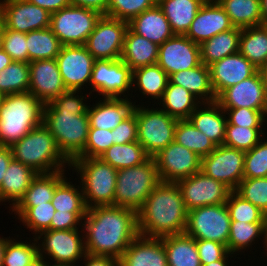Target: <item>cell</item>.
Returning a JSON list of instances; mask_svg holds the SVG:
<instances>
[{"label":"cell","instance_id":"5b68a950","mask_svg":"<svg viewBox=\"0 0 267 266\" xmlns=\"http://www.w3.org/2000/svg\"><path fill=\"white\" fill-rule=\"evenodd\" d=\"M13 159L38 174L63 171L70 161L59 150L56 140L42 123L11 147Z\"/></svg>","mask_w":267,"mask_h":266},{"label":"cell","instance_id":"f907efd6","mask_svg":"<svg viewBox=\"0 0 267 266\" xmlns=\"http://www.w3.org/2000/svg\"><path fill=\"white\" fill-rule=\"evenodd\" d=\"M156 4L157 0H110L105 16L129 22Z\"/></svg>","mask_w":267,"mask_h":266},{"label":"cell","instance_id":"753ad0ef","mask_svg":"<svg viewBox=\"0 0 267 266\" xmlns=\"http://www.w3.org/2000/svg\"><path fill=\"white\" fill-rule=\"evenodd\" d=\"M1 35H2V23L0 21V45H1Z\"/></svg>","mask_w":267,"mask_h":266},{"label":"cell","instance_id":"680465c9","mask_svg":"<svg viewBox=\"0 0 267 266\" xmlns=\"http://www.w3.org/2000/svg\"><path fill=\"white\" fill-rule=\"evenodd\" d=\"M86 216V213H70L56 211L51 220V230H70L79 229L80 221ZM78 225V227H77Z\"/></svg>","mask_w":267,"mask_h":266},{"label":"cell","instance_id":"6da1fadb","mask_svg":"<svg viewBox=\"0 0 267 266\" xmlns=\"http://www.w3.org/2000/svg\"><path fill=\"white\" fill-rule=\"evenodd\" d=\"M81 223L86 254L120 259L139 235L137 211L120 206H96Z\"/></svg>","mask_w":267,"mask_h":266},{"label":"cell","instance_id":"8992f818","mask_svg":"<svg viewBox=\"0 0 267 266\" xmlns=\"http://www.w3.org/2000/svg\"><path fill=\"white\" fill-rule=\"evenodd\" d=\"M81 179L87 209L96 206H114L117 172L101 158H75L70 162Z\"/></svg>","mask_w":267,"mask_h":266},{"label":"cell","instance_id":"ba28073f","mask_svg":"<svg viewBox=\"0 0 267 266\" xmlns=\"http://www.w3.org/2000/svg\"><path fill=\"white\" fill-rule=\"evenodd\" d=\"M135 105L133 111L137 120V141L150 157H154L174 141L178 119L158 107L147 108Z\"/></svg>","mask_w":267,"mask_h":266},{"label":"cell","instance_id":"9a60e30c","mask_svg":"<svg viewBox=\"0 0 267 266\" xmlns=\"http://www.w3.org/2000/svg\"><path fill=\"white\" fill-rule=\"evenodd\" d=\"M244 164L245 151L219 145L202 157L201 171L234 191L243 179Z\"/></svg>","mask_w":267,"mask_h":266},{"label":"cell","instance_id":"7a4b0ae2","mask_svg":"<svg viewBox=\"0 0 267 266\" xmlns=\"http://www.w3.org/2000/svg\"><path fill=\"white\" fill-rule=\"evenodd\" d=\"M77 91L67 90L44 104L43 124L56 140L62 154L71 162L85 148L89 133L88 105Z\"/></svg>","mask_w":267,"mask_h":266},{"label":"cell","instance_id":"003e7915","mask_svg":"<svg viewBox=\"0 0 267 266\" xmlns=\"http://www.w3.org/2000/svg\"><path fill=\"white\" fill-rule=\"evenodd\" d=\"M261 25L267 26V0H260Z\"/></svg>","mask_w":267,"mask_h":266},{"label":"cell","instance_id":"4fadbf2b","mask_svg":"<svg viewBox=\"0 0 267 266\" xmlns=\"http://www.w3.org/2000/svg\"><path fill=\"white\" fill-rule=\"evenodd\" d=\"M176 183L187 211L208 205L224 204L233 191L226 184L214 180L201 170Z\"/></svg>","mask_w":267,"mask_h":266},{"label":"cell","instance_id":"60d3db41","mask_svg":"<svg viewBox=\"0 0 267 266\" xmlns=\"http://www.w3.org/2000/svg\"><path fill=\"white\" fill-rule=\"evenodd\" d=\"M174 141L198 154L201 158L209 155L217 146L188 120H178Z\"/></svg>","mask_w":267,"mask_h":266},{"label":"cell","instance_id":"cb8c5ba5","mask_svg":"<svg viewBox=\"0 0 267 266\" xmlns=\"http://www.w3.org/2000/svg\"><path fill=\"white\" fill-rule=\"evenodd\" d=\"M119 266H168L161 238L138 235L119 259Z\"/></svg>","mask_w":267,"mask_h":266},{"label":"cell","instance_id":"4316f807","mask_svg":"<svg viewBox=\"0 0 267 266\" xmlns=\"http://www.w3.org/2000/svg\"><path fill=\"white\" fill-rule=\"evenodd\" d=\"M188 120L195 128L212 140L216 146L223 145L227 117L217 101L200 103Z\"/></svg>","mask_w":267,"mask_h":266},{"label":"cell","instance_id":"ee69618b","mask_svg":"<svg viewBox=\"0 0 267 266\" xmlns=\"http://www.w3.org/2000/svg\"><path fill=\"white\" fill-rule=\"evenodd\" d=\"M12 212L22 221L33 234L51 230V220L56 212L52 202L37 204L35 207H13Z\"/></svg>","mask_w":267,"mask_h":266},{"label":"cell","instance_id":"f546056e","mask_svg":"<svg viewBox=\"0 0 267 266\" xmlns=\"http://www.w3.org/2000/svg\"><path fill=\"white\" fill-rule=\"evenodd\" d=\"M171 84L180 85L192 93L201 103L216 101L211 86L209 67L201 63L199 66L169 75Z\"/></svg>","mask_w":267,"mask_h":266},{"label":"cell","instance_id":"f6af8a7d","mask_svg":"<svg viewBox=\"0 0 267 266\" xmlns=\"http://www.w3.org/2000/svg\"><path fill=\"white\" fill-rule=\"evenodd\" d=\"M264 235V223H247L231 221L230 234L227 243L228 252L235 254L247 247ZM235 252V253H234Z\"/></svg>","mask_w":267,"mask_h":266},{"label":"cell","instance_id":"7dc6e473","mask_svg":"<svg viewBox=\"0 0 267 266\" xmlns=\"http://www.w3.org/2000/svg\"><path fill=\"white\" fill-rule=\"evenodd\" d=\"M263 131L262 128L241 127L227 122L223 145L243 151L251 150L263 139Z\"/></svg>","mask_w":267,"mask_h":266},{"label":"cell","instance_id":"9f6ffc18","mask_svg":"<svg viewBox=\"0 0 267 266\" xmlns=\"http://www.w3.org/2000/svg\"><path fill=\"white\" fill-rule=\"evenodd\" d=\"M201 265L221 260L227 253V246L211 240H196Z\"/></svg>","mask_w":267,"mask_h":266},{"label":"cell","instance_id":"e575fe53","mask_svg":"<svg viewBox=\"0 0 267 266\" xmlns=\"http://www.w3.org/2000/svg\"><path fill=\"white\" fill-rule=\"evenodd\" d=\"M200 103L201 102L184 87L171 84L168 81L167 87L160 100V104H162V108L160 109L178 120H184L191 116L192 112Z\"/></svg>","mask_w":267,"mask_h":266},{"label":"cell","instance_id":"ffe728a7","mask_svg":"<svg viewBox=\"0 0 267 266\" xmlns=\"http://www.w3.org/2000/svg\"><path fill=\"white\" fill-rule=\"evenodd\" d=\"M221 108L267 111V91L258 71L249 78L225 89L216 99Z\"/></svg>","mask_w":267,"mask_h":266},{"label":"cell","instance_id":"f1b7e54d","mask_svg":"<svg viewBox=\"0 0 267 266\" xmlns=\"http://www.w3.org/2000/svg\"><path fill=\"white\" fill-rule=\"evenodd\" d=\"M159 46L141 35L126 31L121 60L133 71L137 68L157 64Z\"/></svg>","mask_w":267,"mask_h":266},{"label":"cell","instance_id":"4dcf8cb0","mask_svg":"<svg viewBox=\"0 0 267 266\" xmlns=\"http://www.w3.org/2000/svg\"><path fill=\"white\" fill-rule=\"evenodd\" d=\"M204 0H157L175 35H185Z\"/></svg>","mask_w":267,"mask_h":266},{"label":"cell","instance_id":"91938a15","mask_svg":"<svg viewBox=\"0 0 267 266\" xmlns=\"http://www.w3.org/2000/svg\"><path fill=\"white\" fill-rule=\"evenodd\" d=\"M110 0H69L70 5L84 7L95 10L105 15Z\"/></svg>","mask_w":267,"mask_h":266},{"label":"cell","instance_id":"7c38bea8","mask_svg":"<svg viewBox=\"0 0 267 266\" xmlns=\"http://www.w3.org/2000/svg\"><path fill=\"white\" fill-rule=\"evenodd\" d=\"M128 22L102 15L84 46L95 60L121 58Z\"/></svg>","mask_w":267,"mask_h":266},{"label":"cell","instance_id":"03108f58","mask_svg":"<svg viewBox=\"0 0 267 266\" xmlns=\"http://www.w3.org/2000/svg\"><path fill=\"white\" fill-rule=\"evenodd\" d=\"M258 73L267 91V60L258 68Z\"/></svg>","mask_w":267,"mask_h":266},{"label":"cell","instance_id":"8c879c8a","mask_svg":"<svg viewBox=\"0 0 267 266\" xmlns=\"http://www.w3.org/2000/svg\"><path fill=\"white\" fill-rule=\"evenodd\" d=\"M262 238H264V243H265L264 247L266 246L265 247L266 249H264V250H267V214H265V220H264V236Z\"/></svg>","mask_w":267,"mask_h":266},{"label":"cell","instance_id":"74e56055","mask_svg":"<svg viewBox=\"0 0 267 266\" xmlns=\"http://www.w3.org/2000/svg\"><path fill=\"white\" fill-rule=\"evenodd\" d=\"M234 27L248 28L261 25L260 0H217Z\"/></svg>","mask_w":267,"mask_h":266},{"label":"cell","instance_id":"52a82bcc","mask_svg":"<svg viewBox=\"0 0 267 266\" xmlns=\"http://www.w3.org/2000/svg\"><path fill=\"white\" fill-rule=\"evenodd\" d=\"M160 182L153 157L140 165L119 169L116 179L114 206L127 207L138 211Z\"/></svg>","mask_w":267,"mask_h":266},{"label":"cell","instance_id":"277c9868","mask_svg":"<svg viewBox=\"0 0 267 266\" xmlns=\"http://www.w3.org/2000/svg\"><path fill=\"white\" fill-rule=\"evenodd\" d=\"M44 104L32 93L0 98V144L11 147L43 123Z\"/></svg>","mask_w":267,"mask_h":266},{"label":"cell","instance_id":"2e32d148","mask_svg":"<svg viewBox=\"0 0 267 266\" xmlns=\"http://www.w3.org/2000/svg\"><path fill=\"white\" fill-rule=\"evenodd\" d=\"M160 180L177 182L201 170L202 158L190 149L171 142L154 157Z\"/></svg>","mask_w":267,"mask_h":266},{"label":"cell","instance_id":"836d02e7","mask_svg":"<svg viewBox=\"0 0 267 266\" xmlns=\"http://www.w3.org/2000/svg\"><path fill=\"white\" fill-rule=\"evenodd\" d=\"M65 170L38 174L29 185L23 197L14 207H35L51 202L56 187L65 179Z\"/></svg>","mask_w":267,"mask_h":266},{"label":"cell","instance_id":"bcb514c9","mask_svg":"<svg viewBox=\"0 0 267 266\" xmlns=\"http://www.w3.org/2000/svg\"><path fill=\"white\" fill-rule=\"evenodd\" d=\"M35 242L18 241L12 238L6 240L2 266H28L39 256L38 241ZM25 242V243H24ZM27 242V243H26Z\"/></svg>","mask_w":267,"mask_h":266},{"label":"cell","instance_id":"ac0fdd59","mask_svg":"<svg viewBox=\"0 0 267 266\" xmlns=\"http://www.w3.org/2000/svg\"><path fill=\"white\" fill-rule=\"evenodd\" d=\"M55 59L67 90L82 92L90 84L95 58L84 45L62 46Z\"/></svg>","mask_w":267,"mask_h":266},{"label":"cell","instance_id":"603a6c76","mask_svg":"<svg viewBox=\"0 0 267 266\" xmlns=\"http://www.w3.org/2000/svg\"><path fill=\"white\" fill-rule=\"evenodd\" d=\"M234 28L229 16L217 1L205 2L199 9L187 33L189 39L198 45L215 35Z\"/></svg>","mask_w":267,"mask_h":266},{"label":"cell","instance_id":"1f68e13d","mask_svg":"<svg viewBox=\"0 0 267 266\" xmlns=\"http://www.w3.org/2000/svg\"><path fill=\"white\" fill-rule=\"evenodd\" d=\"M160 238L166 250L168 266H202L194 238L186 233Z\"/></svg>","mask_w":267,"mask_h":266},{"label":"cell","instance_id":"9c48e42d","mask_svg":"<svg viewBox=\"0 0 267 266\" xmlns=\"http://www.w3.org/2000/svg\"><path fill=\"white\" fill-rule=\"evenodd\" d=\"M102 14L69 5L51 14L50 28L63 46L84 45Z\"/></svg>","mask_w":267,"mask_h":266},{"label":"cell","instance_id":"6125c7cd","mask_svg":"<svg viewBox=\"0 0 267 266\" xmlns=\"http://www.w3.org/2000/svg\"><path fill=\"white\" fill-rule=\"evenodd\" d=\"M83 261L85 266H119V260L109 256L86 254Z\"/></svg>","mask_w":267,"mask_h":266},{"label":"cell","instance_id":"d6a6232c","mask_svg":"<svg viewBox=\"0 0 267 266\" xmlns=\"http://www.w3.org/2000/svg\"><path fill=\"white\" fill-rule=\"evenodd\" d=\"M242 29L234 27L221 32L200 45L201 63L206 66L239 52Z\"/></svg>","mask_w":267,"mask_h":266},{"label":"cell","instance_id":"c3c4849f","mask_svg":"<svg viewBox=\"0 0 267 266\" xmlns=\"http://www.w3.org/2000/svg\"><path fill=\"white\" fill-rule=\"evenodd\" d=\"M226 205L231 221L264 223L265 214L235 191L230 193Z\"/></svg>","mask_w":267,"mask_h":266},{"label":"cell","instance_id":"34e18365","mask_svg":"<svg viewBox=\"0 0 267 266\" xmlns=\"http://www.w3.org/2000/svg\"><path fill=\"white\" fill-rule=\"evenodd\" d=\"M47 266H67V265H56V264L51 265V263H49Z\"/></svg>","mask_w":267,"mask_h":266},{"label":"cell","instance_id":"44dd1931","mask_svg":"<svg viewBox=\"0 0 267 266\" xmlns=\"http://www.w3.org/2000/svg\"><path fill=\"white\" fill-rule=\"evenodd\" d=\"M29 68L30 85L28 92L35 95L43 104L51 102L67 91L56 59L31 61Z\"/></svg>","mask_w":267,"mask_h":266},{"label":"cell","instance_id":"7402d4cb","mask_svg":"<svg viewBox=\"0 0 267 266\" xmlns=\"http://www.w3.org/2000/svg\"><path fill=\"white\" fill-rule=\"evenodd\" d=\"M211 86L216 98L227 88L253 76L255 67L240 52L224 57L208 66Z\"/></svg>","mask_w":267,"mask_h":266},{"label":"cell","instance_id":"94428289","mask_svg":"<svg viewBox=\"0 0 267 266\" xmlns=\"http://www.w3.org/2000/svg\"><path fill=\"white\" fill-rule=\"evenodd\" d=\"M28 2L47 10L50 14L70 5L69 0H27Z\"/></svg>","mask_w":267,"mask_h":266},{"label":"cell","instance_id":"8d00e7d4","mask_svg":"<svg viewBox=\"0 0 267 266\" xmlns=\"http://www.w3.org/2000/svg\"><path fill=\"white\" fill-rule=\"evenodd\" d=\"M239 52L259 68L267 60V26L243 28L239 38Z\"/></svg>","mask_w":267,"mask_h":266},{"label":"cell","instance_id":"d6986e66","mask_svg":"<svg viewBox=\"0 0 267 266\" xmlns=\"http://www.w3.org/2000/svg\"><path fill=\"white\" fill-rule=\"evenodd\" d=\"M157 64L168 76L197 67L201 64L200 45L185 35H174L159 46Z\"/></svg>","mask_w":267,"mask_h":266},{"label":"cell","instance_id":"8fae6325","mask_svg":"<svg viewBox=\"0 0 267 266\" xmlns=\"http://www.w3.org/2000/svg\"><path fill=\"white\" fill-rule=\"evenodd\" d=\"M78 230H46L33 236L37 241L42 239L38 243L39 256L47 258V254L56 265L77 266L75 262L86 255L84 236Z\"/></svg>","mask_w":267,"mask_h":266},{"label":"cell","instance_id":"b9f144b4","mask_svg":"<svg viewBox=\"0 0 267 266\" xmlns=\"http://www.w3.org/2000/svg\"><path fill=\"white\" fill-rule=\"evenodd\" d=\"M30 85L29 63L12 61L0 71V96L26 93Z\"/></svg>","mask_w":267,"mask_h":266},{"label":"cell","instance_id":"11e5206c","mask_svg":"<svg viewBox=\"0 0 267 266\" xmlns=\"http://www.w3.org/2000/svg\"><path fill=\"white\" fill-rule=\"evenodd\" d=\"M205 2H208V1H217V0H204Z\"/></svg>","mask_w":267,"mask_h":266},{"label":"cell","instance_id":"d4e9b609","mask_svg":"<svg viewBox=\"0 0 267 266\" xmlns=\"http://www.w3.org/2000/svg\"><path fill=\"white\" fill-rule=\"evenodd\" d=\"M102 99L91 108L88 105L87 114L90 128L115 129L133 112L136 104L128 98L104 97Z\"/></svg>","mask_w":267,"mask_h":266},{"label":"cell","instance_id":"89a4df30","mask_svg":"<svg viewBox=\"0 0 267 266\" xmlns=\"http://www.w3.org/2000/svg\"><path fill=\"white\" fill-rule=\"evenodd\" d=\"M46 258L38 256L28 266H47L49 262L45 261Z\"/></svg>","mask_w":267,"mask_h":266},{"label":"cell","instance_id":"f5cc1de1","mask_svg":"<svg viewBox=\"0 0 267 266\" xmlns=\"http://www.w3.org/2000/svg\"><path fill=\"white\" fill-rule=\"evenodd\" d=\"M0 47L11 57L12 61L29 63L26 33L6 29L2 25Z\"/></svg>","mask_w":267,"mask_h":266},{"label":"cell","instance_id":"ab89813d","mask_svg":"<svg viewBox=\"0 0 267 266\" xmlns=\"http://www.w3.org/2000/svg\"><path fill=\"white\" fill-rule=\"evenodd\" d=\"M29 63L36 60L55 59L62 44L51 28L26 33Z\"/></svg>","mask_w":267,"mask_h":266},{"label":"cell","instance_id":"816d5d0a","mask_svg":"<svg viewBox=\"0 0 267 266\" xmlns=\"http://www.w3.org/2000/svg\"><path fill=\"white\" fill-rule=\"evenodd\" d=\"M264 141V142H262ZM267 177V139L245 151L243 179Z\"/></svg>","mask_w":267,"mask_h":266},{"label":"cell","instance_id":"a7ac6f4b","mask_svg":"<svg viewBox=\"0 0 267 266\" xmlns=\"http://www.w3.org/2000/svg\"><path fill=\"white\" fill-rule=\"evenodd\" d=\"M233 253L228 252L221 260L218 261H213L209 264H205L202 266H229L228 264V258L231 256Z\"/></svg>","mask_w":267,"mask_h":266},{"label":"cell","instance_id":"f35d334b","mask_svg":"<svg viewBox=\"0 0 267 266\" xmlns=\"http://www.w3.org/2000/svg\"><path fill=\"white\" fill-rule=\"evenodd\" d=\"M99 158L116 170L130 168L146 162L150 156L138 142L111 145Z\"/></svg>","mask_w":267,"mask_h":266},{"label":"cell","instance_id":"3957f363","mask_svg":"<svg viewBox=\"0 0 267 266\" xmlns=\"http://www.w3.org/2000/svg\"><path fill=\"white\" fill-rule=\"evenodd\" d=\"M187 217L177 183L161 181L137 211L139 235L160 238L185 233Z\"/></svg>","mask_w":267,"mask_h":266},{"label":"cell","instance_id":"db71d44e","mask_svg":"<svg viewBox=\"0 0 267 266\" xmlns=\"http://www.w3.org/2000/svg\"><path fill=\"white\" fill-rule=\"evenodd\" d=\"M113 145V130L89 128L86 146L76 158H99Z\"/></svg>","mask_w":267,"mask_h":266},{"label":"cell","instance_id":"be15d7a7","mask_svg":"<svg viewBox=\"0 0 267 266\" xmlns=\"http://www.w3.org/2000/svg\"><path fill=\"white\" fill-rule=\"evenodd\" d=\"M13 159L10 147L0 144V187L9 163Z\"/></svg>","mask_w":267,"mask_h":266},{"label":"cell","instance_id":"83f0119b","mask_svg":"<svg viewBox=\"0 0 267 266\" xmlns=\"http://www.w3.org/2000/svg\"><path fill=\"white\" fill-rule=\"evenodd\" d=\"M37 175L30 167L12 159L0 187V202H12L10 208H13Z\"/></svg>","mask_w":267,"mask_h":266},{"label":"cell","instance_id":"2644e50d","mask_svg":"<svg viewBox=\"0 0 267 266\" xmlns=\"http://www.w3.org/2000/svg\"><path fill=\"white\" fill-rule=\"evenodd\" d=\"M7 239L8 238L0 237V266H2V263H3V255H4L5 245H6Z\"/></svg>","mask_w":267,"mask_h":266},{"label":"cell","instance_id":"5bb4252c","mask_svg":"<svg viewBox=\"0 0 267 266\" xmlns=\"http://www.w3.org/2000/svg\"><path fill=\"white\" fill-rule=\"evenodd\" d=\"M93 90L104 97L121 98L132 88V70L121 59L95 60L90 84ZM125 93V94H124Z\"/></svg>","mask_w":267,"mask_h":266},{"label":"cell","instance_id":"30bf717a","mask_svg":"<svg viewBox=\"0 0 267 266\" xmlns=\"http://www.w3.org/2000/svg\"><path fill=\"white\" fill-rule=\"evenodd\" d=\"M231 219L226 203L188 211L185 233L195 240H211L227 246Z\"/></svg>","mask_w":267,"mask_h":266},{"label":"cell","instance_id":"681fc988","mask_svg":"<svg viewBox=\"0 0 267 266\" xmlns=\"http://www.w3.org/2000/svg\"><path fill=\"white\" fill-rule=\"evenodd\" d=\"M234 191L267 214V177L242 179Z\"/></svg>","mask_w":267,"mask_h":266},{"label":"cell","instance_id":"e0dca14e","mask_svg":"<svg viewBox=\"0 0 267 266\" xmlns=\"http://www.w3.org/2000/svg\"><path fill=\"white\" fill-rule=\"evenodd\" d=\"M51 14L27 0H0V21L6 29L28 33L50 27Z\"/></svg>","mask_w":267,"mask_h":266},{"label":"cell","instance_id":"11a10c76","mask_svg":"<svg viewBox=\"0 0 267 266\" xmlns=\"http://www.w3.org/2000/svg\"><path fill=\"white\" fill-rule=\"evenodd\" d=\"M227 117V122L232 125L248 128H263L262 126L267 122V111H259L241 108H222ZM265 122V124H263Z\"/></svg>","mask_w":267,"mask_h":266},{"label":"cell","instance_id":"e7e4bbea","mask_svg":"<svg viewBox=\"0 0 267 266\" xmlns=\"http://www.w3.org/2000/svg\"><path fill=\"white\" fill-rule=\"evenodd\" d=\"M12 62L11 57L0 47V71Z\"/></svg>","mask_w":267,"mask_h":266},{"label":"cell","instance_id":"484cf974","mask_svg":"<svg viewBox=\"0 0 267 266\" xmlns=\"http://www.w3.org/2000/svg\"><path fill=\"white\" fill-rule=\"evenodd\" d=\"M128 28L158 46L175 35L158 4L132 18L128 22Z\"/></svg>","mask_w":267,"mask_h":266},{"label":"cell","instance_id":"6f0895ef","mask_svg":"<svg viewBox=\"0 0 267 266\" xmlns=\"http://www.w3.org/2000/svg\"><path fill=\"white\" fill-rule=\"evenodd\" d=\"M137 120L133 111L115 129H113V144H125L137 141Z\"/></svg>","mask_w":267,"mask_h":266},{"label":"cell","instance_id":"7bdbcfd3","mask_svg":"<svg viewBox=\"0 0 267 266\" xmlns=\"http://www.w3.org/2000/svg\"><path fill=\"white\" fill-rule=\"evenodd\" d=\"M66 179L65 177L54 191L51 201L54 209L59 212L87 213L81 185L77 187Z\"/></svg>","mask_w":267,"mask_h":266},{"label":"cell","instance_id":"d590c367","mask_svg":"<svg viewBox=\"0 0 267 266\" xmlns=\"http://www.w3.org/2000/svg\"><path fill=\"white\" fill-rule=\"evenodd\" d=\"M168 78L167 73L158 64L144 66L132 71V87L138 88L145 96L161 100Z\"/></svg>","mask_w":267,"mask_h":266}]
</instances>
